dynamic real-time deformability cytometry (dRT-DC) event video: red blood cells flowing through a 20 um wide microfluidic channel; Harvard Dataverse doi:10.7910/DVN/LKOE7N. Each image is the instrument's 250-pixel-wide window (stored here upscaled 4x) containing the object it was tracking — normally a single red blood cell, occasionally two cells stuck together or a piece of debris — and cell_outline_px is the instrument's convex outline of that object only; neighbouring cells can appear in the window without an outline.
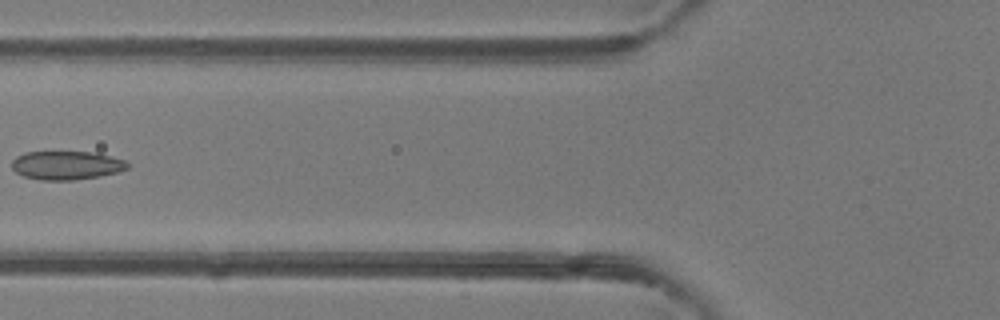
{"species": "common noctule bat (a hibernating species)", "species_latin": "Nyctalus noctula", "temperature_condition": "room temperature", "stored_images_in_passage": 4, "camera_frame_rate_fps": 3000, "um_per_image_px": 0.085, "animal": {"sex": "female"}, "frame": {"image": 1, "passage_image": 4, "time_ms": 1.0, "image_size_px": [1000, 320], "cell_outline_px": [[128, 168], [120, 172], [100, 176], [76, 180], [40, 180], [24, 176], [16, 172], [12, 168], [12, 160], [16, 156], [24, 152], [96, 152], [124, 160], [128, 164]], "centroid_in_image_um": [5.65, 14.05], "position_along_channel_um": 120.1, "area_um2": 19.42}}